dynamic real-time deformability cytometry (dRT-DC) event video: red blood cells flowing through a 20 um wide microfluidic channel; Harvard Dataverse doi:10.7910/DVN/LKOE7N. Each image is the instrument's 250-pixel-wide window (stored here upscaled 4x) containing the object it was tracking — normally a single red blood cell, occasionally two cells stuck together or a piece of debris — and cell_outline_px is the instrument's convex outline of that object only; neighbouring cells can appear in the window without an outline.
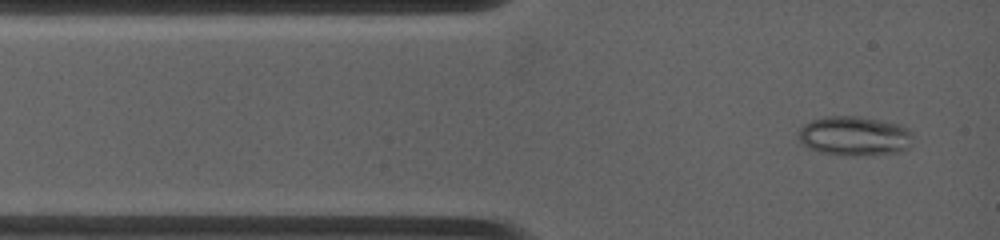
{"species": "common noctule bat (a hibernating species)", "species_latin": "Nyctalus noctula", "temperature_condition": "warm", "stored_images_in_passage": 43, "camera_frame_rate_fps": 4500, "um_per_image_px": 0.085, "animal": {"sex": "female", "body_mass_g": 19.0, "forearm_length_mm": 53.3}, "frame": {"image": 1, "passage_image": 2, "time_ms": 0.222, "image_size_px": [1000, 240], "cell_outline_px": [[912, 136], [908, 148], [900, 152], [852, 156], [840, 156], [816, 152], [808, 148], [796, 136], [800, 128], [804, 124], [812, 120], [824, 116], [856, 116], [880, 120], [896, 124], [908, 128], [912, 132]], "centroid_in_image_um": [72.58, 11.57], "position_along_channel_um": 12.4, "area_um2": 26.59}}
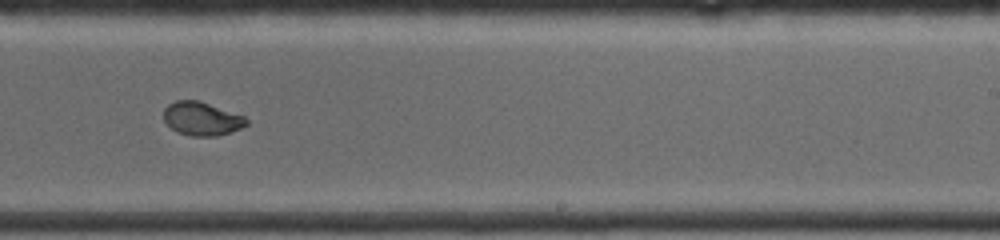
{"frame": {"image": 2, "passage_image": 22, "time_ms": 7.556, "image_size_px": [1000, 240], "cell_outline_px": [[248, 124], [232, 132], [216, 136], [192, 136], [176, 132], [164, 120], [164, 108], [168, 104], [176, 100], [200, 100], [244, 116], [248, 120]], "centroid_in_image_um": [17.15, 10.08], "position_along_channel_um": 271.8, "area_um2": 16.24}}
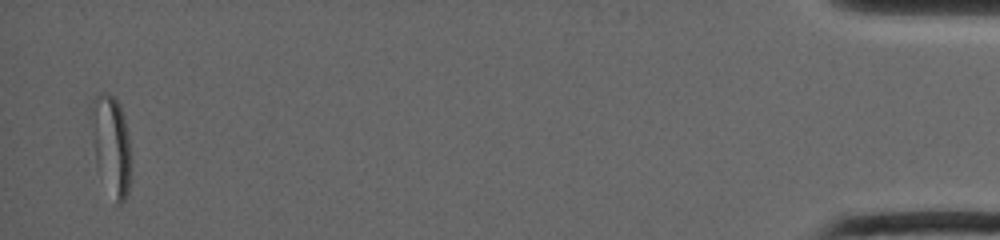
{"frame": {"image": 3, "passage_image": 43, "time_ms": 15.111, "image_size_px": [1000, 240], "cell_outline_px": [[128, 192], [124, 200], [120, 204], [116, 204], [96, 164], [88, 116], [88, 108], [96, 92], [108, 92], [120, 104], [124, 116], [128, 136]], "centroid_in_image_um": [9.36, 12.18], "position_along_channel_um": 425.8, "area_um2": 23.0}, "authors_computed_cell_mechanics": {"area_um2": 17.918, "velocity_mm_per_s": 3.9378, "shape_relaxation_time_tau1_ms": null, "shape_relaxation_time_tau2_ms": 0.8915, "deformation_change_tau1": null, "deformation_change_tau2": 0.0417}}